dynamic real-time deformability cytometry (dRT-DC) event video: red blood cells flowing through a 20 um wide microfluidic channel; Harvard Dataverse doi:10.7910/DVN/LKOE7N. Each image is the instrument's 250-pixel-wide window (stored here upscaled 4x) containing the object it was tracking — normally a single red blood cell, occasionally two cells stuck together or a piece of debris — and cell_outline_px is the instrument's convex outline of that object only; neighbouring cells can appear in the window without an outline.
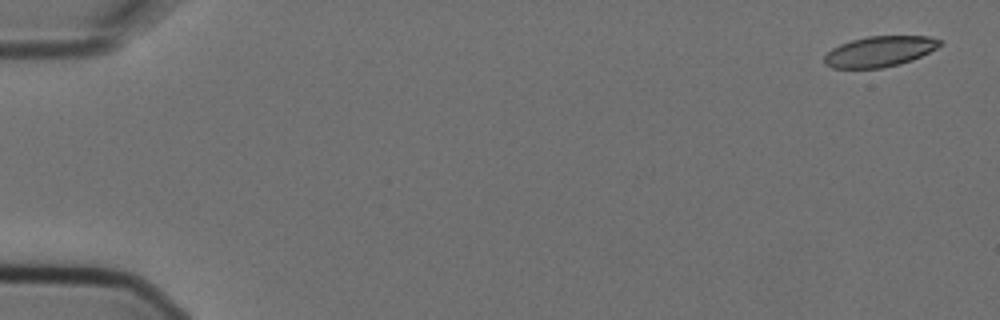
{"species": "Egyptian fruit bat (a non-hibernating species)", "species_latin": "Rousettus aegyptiacus", "temperature_condition": "cold", "stored_images_in_passage": 5, "camera_frame_rate_fps": 3000, "um_per_image_px": 0.085, "animal": {"sex": "female"}, "frame": {"image": 1, "passage_image": 1, "time_ms": 0.0, "image_size_px": [1000, 320], "cell_outline_px": [[940, 44], [936, 48], [912, 60], [900, 64], [884, 68], [832, 68], [824, 64], [824, 56], [832, 48], [840, 44], [852, 40], [868, 36], [928, 36], [940, 40]], "centroid_in_image_um": [74.73, 4.38], "position_along_channel_um": 10.3, "area_um2": 20.46}}